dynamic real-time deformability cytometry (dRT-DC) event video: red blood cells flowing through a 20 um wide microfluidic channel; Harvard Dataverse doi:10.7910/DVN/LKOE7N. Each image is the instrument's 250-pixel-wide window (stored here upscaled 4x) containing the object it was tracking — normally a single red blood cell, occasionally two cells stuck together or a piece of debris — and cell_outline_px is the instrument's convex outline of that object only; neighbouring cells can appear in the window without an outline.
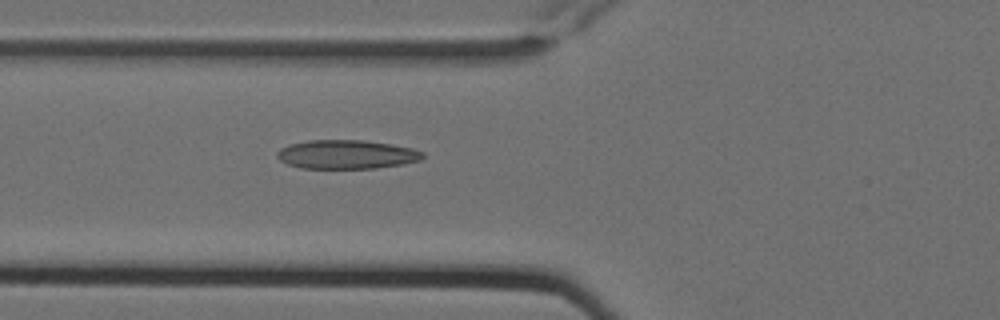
{"species": "Egyptian fruit bat (a non-hibernating species)", "species_latin": "Rousettus aegyptiacus", "temperature_condition": "cold", "stored_images_in_passage": 7, "camera_frame_rate_fps": 3000, "um_per_image_px": 0.085, "animal": {"sex": "female"}, "frame": {"image": 1, "passage_image": 7, "time_ms": 2.0, "image_size_px": [1000, 320], "cell_outline_px": [[424, 156], [420, 160], [404, 164], [376, 168], [300, 168], [288, 164], [280, 160], [276, 156], [276, 152], [280, 148], [288, 144], [308, 140], [364, 140], [412, 148], [424, 152]], "centroid_in_image_um": [29.43, 13.12], "position_along_channel_um": 96.4, "area_um2": 24.57}}